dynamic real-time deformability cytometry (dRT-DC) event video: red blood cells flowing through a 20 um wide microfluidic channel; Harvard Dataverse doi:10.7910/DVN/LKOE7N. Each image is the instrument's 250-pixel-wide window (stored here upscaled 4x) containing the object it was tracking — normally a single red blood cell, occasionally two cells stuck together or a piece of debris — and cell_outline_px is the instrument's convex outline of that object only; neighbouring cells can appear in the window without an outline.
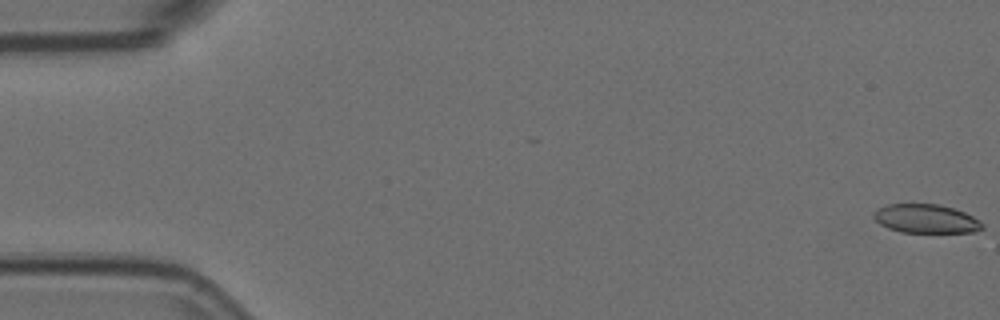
{"species": "Egyptian fruit bat (a non-hibernating species)", "species_latin": "Rousettus aegyptiacus", "temperature_condition": "room temperature", "stored_images_in_passage": 5, "camera_frame_rate_fps": 3000, "um_per_image_px": 0.085, "animal": {"sex": "female"}, "frame": {"image": 1, "passage_image": 1, "time_ms": 0.0, "image_size_px": [1000, 320], "cell_outline_px": [[984, 228], [976, 232], [900, 232], [888, 228], [880, 224], [872, 216], [872, 212], [876, 208], [884, 204], [940, 204], [964, 212], [980, 220], [984, 224]], "centroid_in_image_um": [78.68, 18.58], "position_along_channel_um": 6.3, "area_um2": 18.44}}
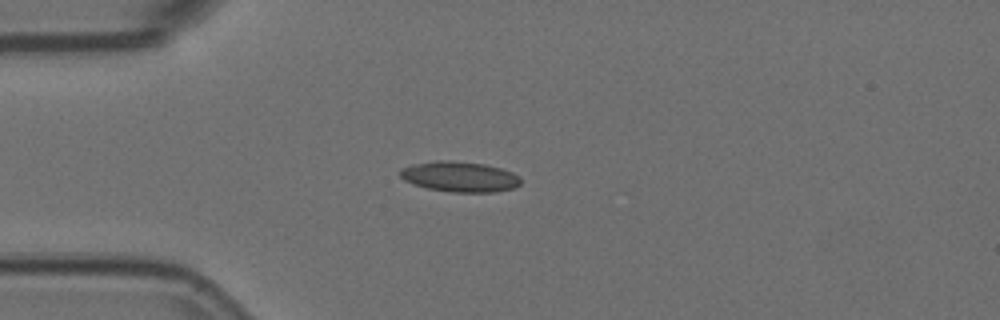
{"frame": {"image": 2, "passage_image": 5, "time_ms": 1.333, "image_size_px": [1000, 320], "cell_outline_px": [[520, 184], [516, 188], [496, 192], [452, 192], [428, 188], [412, 184], [404, 180], [400, 176], [400, 168], [412, 164], [440, 160], [452, 160], [484, 164], [500, 168], [512, 172], [520, 176]], "centroid_in_image_um": [39.08, 15.02], "position_along_channel_um": 45.9, "area_um2": 21.5}}